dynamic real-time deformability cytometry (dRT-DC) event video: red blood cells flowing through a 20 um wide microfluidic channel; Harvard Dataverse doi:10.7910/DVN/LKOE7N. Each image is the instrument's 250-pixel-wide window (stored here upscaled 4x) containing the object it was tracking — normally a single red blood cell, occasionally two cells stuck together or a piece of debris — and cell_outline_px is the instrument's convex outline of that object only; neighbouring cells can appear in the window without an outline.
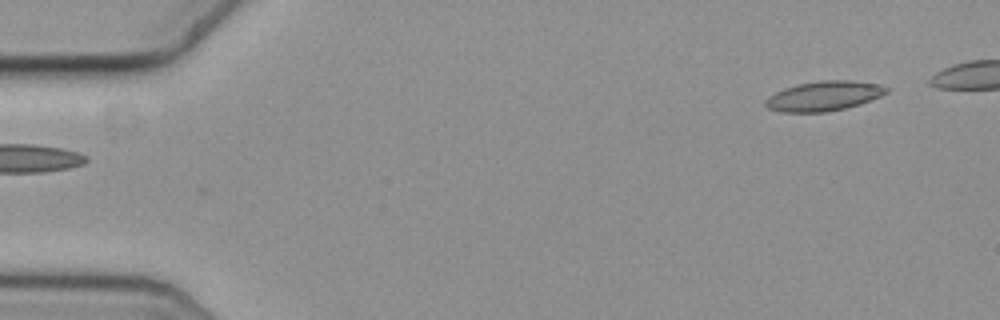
{"species": "common noctule bat (a hibernating species)", "species_latin": "Nyctalus noctula", "temperature_condition": "cold", "stored_images_in_passage": 28, "camera_frame_rate_fps": 3000, "um_per_image_px": 0.085, "animal": {"sex": "female", "body_mass_g": 19.3, "forearm_length_mm": 54.1}, "frame": {"image": 1, "passage_image": 1, "time_ms": 0.0, "image_size_px": [1000, 320], "cell_outline_px": [[888, 92], [880, 96], [860, 104], [828, 112], [780, 112], [768, 108], [764, 104], [764, 100], [768, 96], [784, 88], [796, 84], [820, 80], [852, 80], [880, 84], [888, 88]], "centroid_in_image_um": [70.01, 8.15], "position_along_channel_um": 15.0, "area_um2": 21.1}}
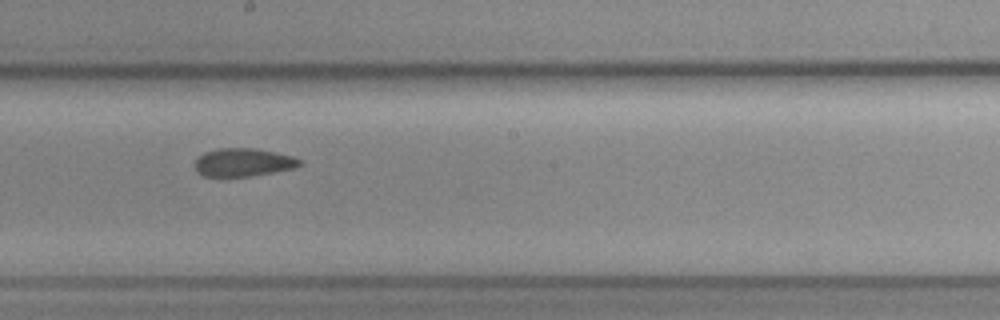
{"frame": {"image": 2, "passage_image": 13, "time_ms": 4.0, "image_size_px": [1000, 320], "cell_outline_px": [[304, 160], [296, 168], [252, 176], [204, 176], [196, 172], [192, 164], [204, 152], [216, 148], [256, 148], [292, 156]], "centroid_in_image_um": [20.66, 13.8], "position_along_channel_um": 227.5, "area_um2": 17.4}}
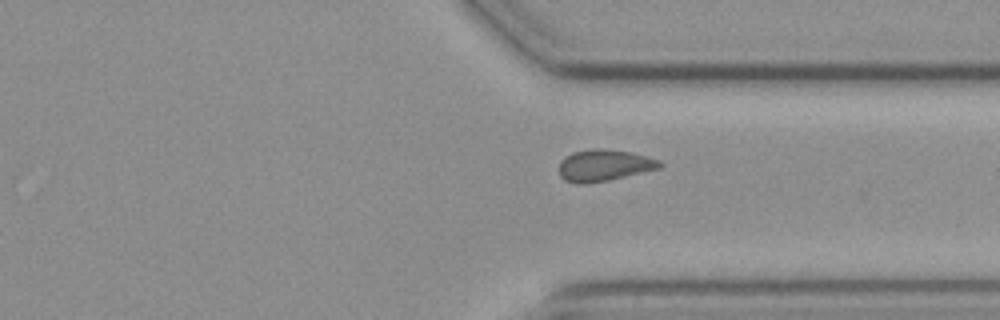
{"frame": {"image": 3, "passage_image": 24, "time_ms": 7.667, "image_size_px": [1000, 320], "cell_outline_px": [[664, 164], [660, 168], [608, 180], [584, 184], [580, 184], [564, 180], [560, 176], [560, 160], [564, 156], [572, 152], [596, 148], [604, 148], [632, 152], [660, 160]], "centroid_in_image_um": [51.34, 14.04], "position_along_channel_um": 360.1, "area_um2": 18.61}, "authors_computed_cell_mechanics": {"area_um2": 18.0625, "velocity_mm_per_s": 3.6082, "shape_relaxation_time_tau1_ms": null, "shape_relaxation_time_tau2_ms": 2.8417, "deformation_change_tau1": null, "deformation_change_tau2": 0.0452}}